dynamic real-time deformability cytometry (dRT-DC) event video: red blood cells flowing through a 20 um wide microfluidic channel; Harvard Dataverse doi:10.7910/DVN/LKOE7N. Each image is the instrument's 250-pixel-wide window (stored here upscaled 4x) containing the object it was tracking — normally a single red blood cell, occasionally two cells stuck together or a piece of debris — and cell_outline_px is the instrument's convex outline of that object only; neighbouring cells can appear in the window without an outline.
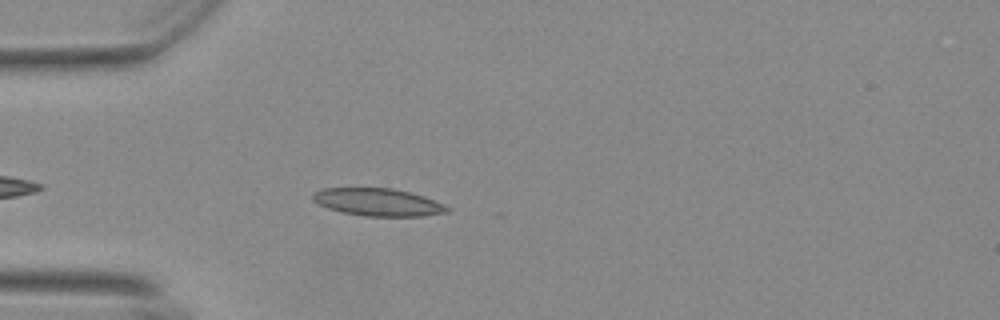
{"species": "Egyptian fruit bat (a non-hibernating species)", "species_latin": "Rousettus aegyptiacus", "temperature_condition": "warm", "stored_images_in_passage": 12, "camera_frame_rate_fps": 3000, "um_per_image_px": 0.085, "animal": {"sex": "female"}, "frame": {"image": 1, "passage_image": 5, "time_ms": 1.333, "image_size_px": [1000, 320], "cell_outline_px": [[452, 208], [448, 212], [420, 216], [368, 216], [344, 212], [328, 208], [312, 200], [312, 192], [324, 188], [392, 188], [424, 196], [444, 204]], "centroid_in_image_um": [32.14, 17.18], "position_along_channel_um": 52.9, "area_um2": 21.44}}
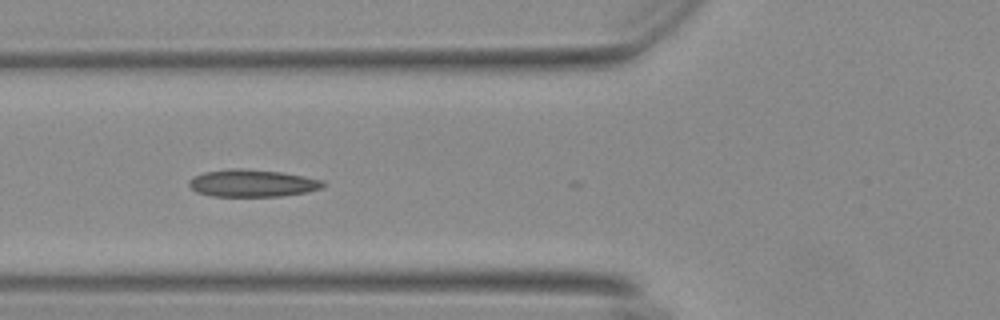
{"frame": {"image": 2, "passage_image": 10, "time_ms": 3.0, "image_size_px": [1000, 320], "cell_outline_px": [[324, 188], [304, 192], [280, 196], [212, 196], [196, 192], [188, 184], [188, 180], [204, 172], [240, 168], [280, 172], [324, 180]], "centroid_in_image_um": [21.45, 15.58], "position_along_channel_um": 104.4, "area_um2": 21.04}}